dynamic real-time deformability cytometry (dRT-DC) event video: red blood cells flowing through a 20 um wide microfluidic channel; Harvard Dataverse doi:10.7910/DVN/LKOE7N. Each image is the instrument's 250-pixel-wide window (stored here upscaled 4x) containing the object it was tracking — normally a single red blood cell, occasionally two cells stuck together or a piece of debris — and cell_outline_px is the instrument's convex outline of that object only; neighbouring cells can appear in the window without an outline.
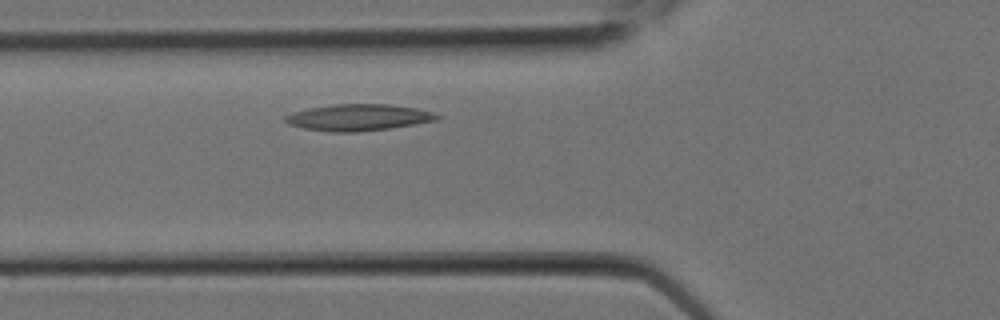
{"species": "Egyptian fruit bat (a non-hibernating species)", "species_latin": "Rousettus aegyptiacus", "temperature_condition": "room temperature", "stored_images_in_passage": 3, "camera_frame_rate_fps": 3000, "um_per_image_px": 0.085, "animal": {"sex": "female"}, "frame": {"image": 1, "passage_image": 3, "time_ms": 0.667, "image_size_px": [1000, 320], "cell_outline_px": [[444, 116], [440, 120], [388, 128], [360, 132], [332, 132], [304, 128], [288, 124], [284, 120], [284, 116], [292, 112], [308, 108], [332, 104], [388, 104], [416, 108], [436, 112]], "centroid_in_image_um": [30.51, 9.97], "position_along_channel_um": 95.3, "area_um2": 23.7}}